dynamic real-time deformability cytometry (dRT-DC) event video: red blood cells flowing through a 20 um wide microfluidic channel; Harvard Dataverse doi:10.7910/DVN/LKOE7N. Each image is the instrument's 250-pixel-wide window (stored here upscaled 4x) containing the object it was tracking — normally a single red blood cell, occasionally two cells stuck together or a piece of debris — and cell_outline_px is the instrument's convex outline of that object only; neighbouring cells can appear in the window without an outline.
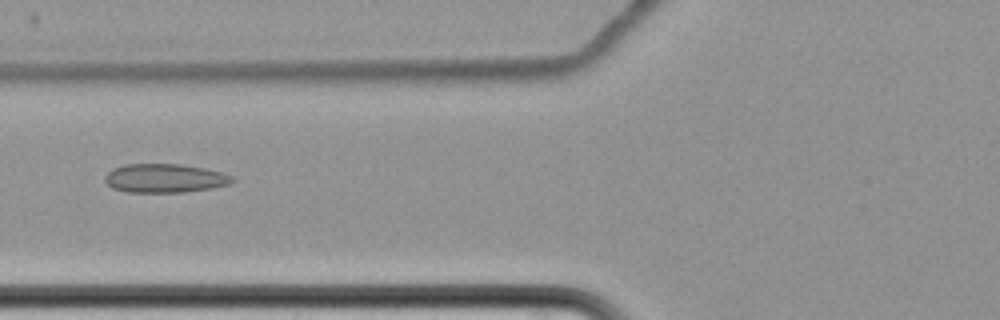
{"species": "common noctule bat (a hibernating species)", "species_latin": "Nyctalus noctula", "temperature_condition": "cold", "stored_images_in_passage": 9, "camera_frame_rate_fps": 3000, "um_per_image_px": 0.085, "animal": {"sex": "female", "body_mass_g": 22.7, "forearm_length_mm": 54.2}, "frame": {"image": 1, "passage_image": 8, "time_ms": 8.333, "image_size_px": [1000, 320], "cell_outline_px": [[236, 180], [228, 184], [212, 188], [184, 192], [128, 192], [112, 188], [104, 180], [104, 176], [112, 168], [124, 164], [180, 164], [204, 168], [224, 172], [232, 176]], "centroid_in_image_um": [14.0, 15.14], "position_along_channel_um": 111.8, "area_um2": 21.5}}
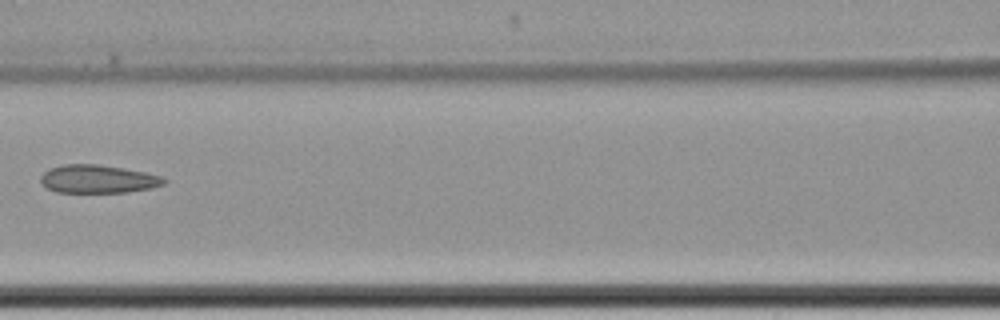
{"frame": {"image": 2, "passage_image": 9, "time_ms": 9.667, "image_size_px": [1000, 320], "cell_outline_px": [[168, 180], [164, 184], [152, 188], [128, 192], [56, 192], [48, 188], [40, 180], [40, 176], [48, 168], [64, 164], [96, 164], [144, 172], [164, 176]], "centroid_in_image_um": [8.34, 15.22], "position_along_channel_um": 158.3, "area_um2": 20.23}}